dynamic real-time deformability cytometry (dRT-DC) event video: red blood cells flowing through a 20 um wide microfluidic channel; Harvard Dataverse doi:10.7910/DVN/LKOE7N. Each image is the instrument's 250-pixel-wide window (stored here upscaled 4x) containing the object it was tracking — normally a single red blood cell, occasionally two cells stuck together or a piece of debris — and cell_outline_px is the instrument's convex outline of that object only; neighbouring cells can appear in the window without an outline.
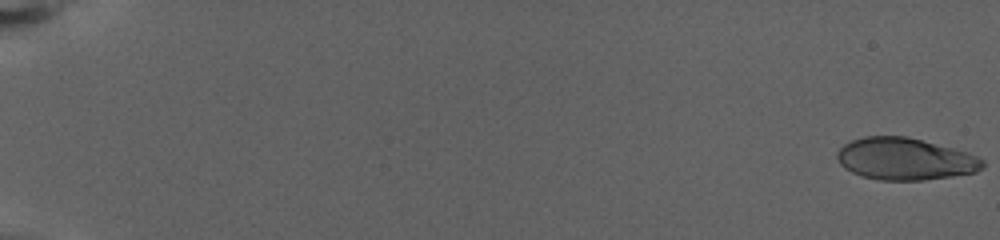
{"species": "human", "species_latin": "Homo sapiens", "temperature_condition": "warm", "stored_images_in_passage": 77, "camera_frame_rate_fps": 3000, "um_per_image_px": 0.085, "donor": {"sex": "female"}, "frame": {"image": 1, "passage_image": 1, "time_ms": 0.0, "image_size_px": [1000, 240], "cell_outline_px": [[984, 168], [976, 172], [924, 180], [880, 180], [864, 176], [852, 172], [844, 168], [840, 164], [836, 156], [836, 152], [844, 144], [852, 140], [864, 136], [904, 136], [968, 152], [984, 160]], "centroid_in_image_um": [76.92, 13.51], "position_along_channel_um": 8.1, "area_um2": 35.43}}
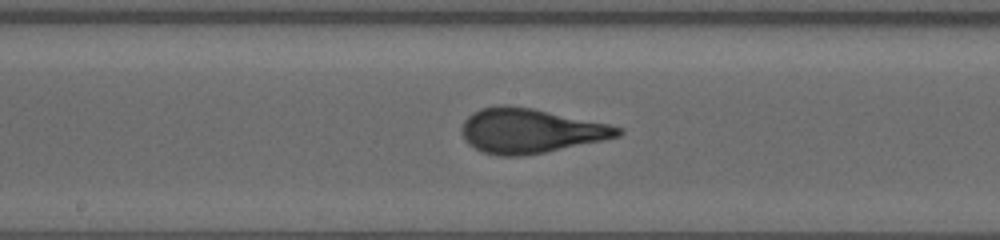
{"frame": {"image": 2, "passage_image": 44, "time_ms": 14.333, "image_size_px": [1000, 240], "cell_outline_px": [[624, 132], [620, 136], [544, 152], [524, 156], [496, 156], [484, 152], [468, 144], [464, 140], [460, 132], [460, 128], [464, 120], [472, 112], [480, 108], [500, 104], [508, 104], [532, 108], [608, 124], [624, 128]], "centroid_in_image_um": [45.01, 11.11], "position_along_channel_um": 203.2, "area_um2": 40.63}}
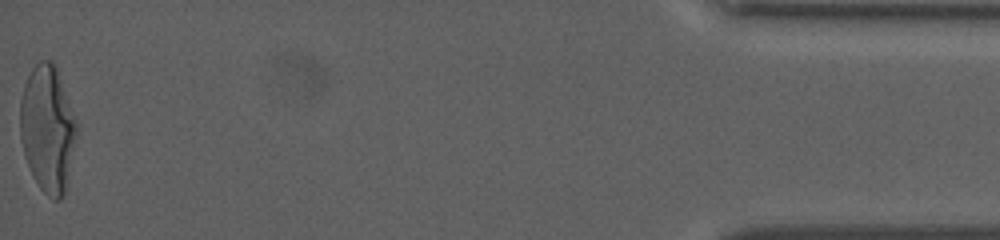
{"frame": {"image": 3, "passage_image": 77, "time_ms": 25.333, "image_size_px": [1000, 240], "cell_outline_px": [[76, 136], [64, 196], [60, 200], [52, 200], [40, 188], [32, 176], [24, 156], [20, 140], [20, 100], [24, 84], [32, 68], [40, 60], [52, 60], [56, 68], [76, 124]], "centroid_in_image_um": [4.0, 10.98], "position_along_channel_um": 431.2, "area_um2": 41.21}, "authors_computed_cell_mechanics": {"area_um2": 38.2636, "velocity_mm_per_s": 2.8196, "shape_relaxation_time_tau1_ms": 6.812, "shape_relaxation_time_tau2_ms": null, "deformation_change_tau1": 0.2655, "deformation_change_tau2": null}}